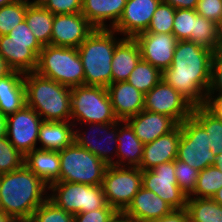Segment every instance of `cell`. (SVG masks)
Wrapping results in <instances>:
<instances>
[{
	"mask_svg": "<svg viewBox=\"0 0 222 222\" xmlns=\"http://www.w3.org/2000/svg\"><path fill=\"white\" fill-rule=\"evenodd\" d=\"M15 219L0 211V222H13Z\"/></svg>",
	"mask_w": 222,
	"mask_h": 222,
	"instance_id": "9f6ffc18",
	"label": "cell"
},
{
	"mask_svg": "<svg viewBox=\"0 0 222 222\" xmlns=\"http://www.w3.org/2000/svg\"><path fill=\"white\" fill-rule=\"evenodd\" d=\"M13 222H34L32 218L28 219H15Z\"/></svg>",
	"mask_w": 222,
	"mask_h": 222,
	"instance_id": "91938a15",
	"label": "cell"
},
{
	"mask_svg": "<svg viewBox=\"0 0 222 222\" xmlns=\"http://www.w3.org/2000/svg\"><path fill=\"white\" fill-rule=\"evenodd\" d=\"M212 199L222 205V187L213 195Z\"/></svg>",
	"mask_w": 222,
	"mask_h": 222,
	"instance_id": "11a10c76",
	"label": "cell"
},
{
	"mask_svg": "<svg viewBox=\"0 0 222 222\" xmlns=\"http://www.w3.org/2000/svg\"><path fill=\"white\" fill-rule=\"evenodd\" d=\"M174 168L179 188L189 197L195 190L200 171L177 158L174 160Z\"/></svg>",
	"mask_w": 222,
	"mask_h": 222,
	"instance_id": "ab89813d",
	"label": "cell"
},
{
	"mask_svg": "<svg viewBox=\"0 0 222 222\" xmlns=\"http://www.w3.org/2000/svg\"><path fill=\"white\" fill-rule=\"evenodd\" d=\"M217 49L222 50V17L216 22Z\"/></svg>",
	"mask_w": 222,
	"mask_h": 222,
	"instance_id": "681fc988",
	"label": "cell"
},
{
	"mask_svg": "<svg viewBox=\"0 0 222 222\" xmlns=\"http://www.w3.org/2000/svg\"><path fill=\"white\" fill-rule=\"evenodd\" d=\"M181 137L177 159L201 171L212 166L215 155L210 148V140L205 129L191 116L181 124Z\"/></svg>",
	"mask_w": 222,
	"mask_h": 222,
	"instance_id": "30bf717a",
	"label": "cell"
},
{
	"mask_svg": "<svg viewBox=\"0 0 222 222\" xmlns=\"http://www.w3.org/2000/svg\"><path fill=\"white\" fill-rule=\"evenodd\" d=\"M119 213L114 208H101L74 215V222H112Z\"/></svg>",
	"mask_w": 222,
	"mask_h": 222,
	"instance_id": "60d3db41",
	"label": "cell"
},
{
	"mask_svg": "<svg viewBox=\"0 0 222 222\" xmlns=\"http://www.w3.org/2000/svg\"><path fill=\"white\" fill-rule=\"evenodd\" d=\"M35 72L70 88L84 85V70L77 48L43 46Z\"/></svg>",
	"mask_w": 222,
	"mask_h": 222,
	"instance_id": "5b68a950",
	"label": "cell"
},
{
	"mask_svg": "<svg viewBox=\"0 0 222 222\" xmlns=\"http://www.w3.org/2000/svg\"><path fill=\"white\" fill-rule=\"evenodd\" d=\"M8 36L11 41L38 42L25 20L13 28Z\"/></svg>",
	"mask_w": 222,
	"mask_h": 222,
	"instance_id": "f6af8a7d",
	"label": "cell"
},
{
	"mask_svg": "<svg viewBox=\"0 0 222 222\" xmlns=\"http://www.w3.org/2000/svg\"><path fill=\"white\" fill-rule=\"evenodd\" d=\"M25 73L12 70L0 79V111L6 117L26 105Z\"/></svg>",
	"mask_w": 222,
	"mask_h": 222,
	"instance_id": "cb8c5ba5",
	"label": "cell"
},
{
	"mask_svg": "<svg viewBox=\"0 0 222 222\" xmlns=\"http://www.w3.org/2000/svg\"><path fill=\"white\" fill-rule=\"evenodd\" d=\"M41 50L38 42L11 41L8 35L0 36V55L12 70L23 73L36 71Z\"/></svg>",
	"mask_w": 222,
	"mask_h": 222,
	"instance_id": "ac0fdd59",
	"label": "cell"
},
{
	"mask_svg": "<svg viewBox=\"0 0 222 222\" xmlns=\"http://www.w3.org/2000/svg\"><path fill=\"white\" fill-rule=\"evenodd\" d=\"M107 90L118 120L125 121L144 110L145 94L127 81L111 83Z\"/></svg>",
	"mask_w": 222,
	"mask_h": 222,
	"instance_id": "ffe728a7",
	"label": "cell"
},
{
	"mask_svg": "<svg viewBox=\"0 0 222 222\" xmlns=\"http://www.w3.org/2000/svg\"><path fill=\"white\" fill-rule=\"evenodd\" d=\"M78 121V122H77ZM116 117L107 88L81 85L71 88V122L73 124L110 123Z\"/></svg>",
	"mask_w": 222,
	"mask_h": 222,
	"instance_id": "8992f818",
	"label": "cell"
},
{
	"mask_svg": "<svg viewBox=\"0 0 222 222\" xmlns=\"http://www.w3.org/2000/svg\"><path fill=\"white\" fill-rule=\"evenodd\" d=\"M126 3L127 0H82L81 13L95 28L112 29L122 16Z\"/></svg>",
	"mask_w": 222,
	"mask_h": 222,
	"instance_id": "603a6c76",
	"label": "cell"
},
{
	"mask_svg": "<svg viewBox=\"0 0 222 222\" xmlns=\"http://www.w3.org/2000/svg\"><path fill=\"white\" fill-rule=\"evenodd\" d=\"M213 51L188 40L178 41L172 64L162 79L194 107L205 105L211 82Z\"/></svg>",
	"mask_w": 222,
	"mask_h": 222,
	"instance_id": "6da1fadb",
	"label": "cell"
},
{
	"mask_svg": "<svg viewBox=\"0 0 222 222\" xmlns=\"http://www.w3.org/2000/svg\"><path fill=\"white\" fill-rule=\"evenodd\" d=\"M141 59V52L134 38L124 37L114 50L111 63L112 83L126 81Z\"/></svg>",
	"mask_w": 222,
	"mask_h": 222,
	"instance_id": "4316f807",
	"label": "cell"
},
{
	"mask_svg": "<svg viewBox=\"0 0 222 222\" xmlns=\"http://www.w3.org/2000/svg\"><path fill=\"white\" fill-rule=\"evenodd\" d=\"M147 222H189L186 208L173 209L169 214Z\"/></svg>",
	"mask_w": 222,
	"mask_h": 222,
	"instance_id": "bcb514c9",
	"label": "cell"
},
{
	"mask_svg": "<svg viewBox=\"0 0 222 222\" xmlns=\"http://www.w3.org/2000/svg\"><path fill=\"white\" fill-rule=\"evenodd\" d=\"M49 193L48 198L53 203L73 215L101 208H113L108 205L101 185L59 181L49 186Z\"/></svg>",
	"mask_w": 222,
	"mask_h": 222,
	"instance_id": "ba28073f",
	"label": "cell"
},
{
	"mask_svg": "<svg viewBox=\"0 0 222 222\" xmlns=\"http://www.w3.org/2000/svg\"><path fill=\"white\" fill-rule=\"evenodd\" d=\"M188 41L214 52L217 50L216 23L195 11V35H191Z\"/></svg>",
	"mask_w": 222,
	"mask_h": 222,
	"instance_id": "836d02e7",
	"label": "cell"
},
{
	"mask_svg": "<svg viewBox=\"0 0 222 222\" xmlns=\"http://www.w3.org/2000/svg\"><path fill=\"white\" fill-rule=\"evenodd\" d=\"M192 117L205 129L209 136L210 148L215 156L222 152V120L204 105L193 107Z\"/></svg>",
	"mask_w": 222,
	"mask_h": 222,
	"instance_id": "4dcf8cb0",
	"label": "cell"
},
{
	"mask_svg": "<svg viewBox=\"0 0 222 222\" xmlns=\"http://www.w3.org/2000/svg\"><path fill=\"white\" fill-rule=\"evenodd\" d=\"M207 94H222V50L213 52L211 82Z\"/></svg>",
	"mask_w": 222,
	"mask_h": 222,
	"instance_id": "7bdbcfd3",
	"label": "cell"
},
{
	"mask_svg": "<svg viewBox=\"0 0 222 222\" xmlns=\"http://www.w3.org/2000/svg\"><path fill=\"white\" fill-rule=\"evenodd\" d=\"M116 166L139 167L142 162L144 144L135 135L131 125L118 121Z\"/></svg>",
	"mask_w": 222,
	"mask_h": 222,
	"instance_id": "d4e9b609",
	"label": "cell"
},
{
	"mask_svg": "<svg viewBox=\"0 0 222 222\" xmlns=\"http://www.w3.org/2000/svg\"><path fill=\"white\" fill-rule=\"evenodd\" d=\"M172 34L178 41L189 40L195 35V10L176 9Z\"/></svg>",
	"mask_w": 222,
	"mask_h": 222,
	"instance_id": "f35d334b",
	"label": "cell"
},
{
	"mask_svg": "<svg viewBox=\"0 0 222 222\" xmlns=\"http://www.w3.org/2000/svg\"><path fill=\"white\" fill-rule=\"evenodd\" d=\"M204 106L222 120V94H207Z\"/></svg>",
	"mask_w": 222,
	"mask_h": 222,
	"instance_id": "7dc6e473",
	"label": "cell"
},
{
	"mask_svg": "<svg viewBox=\"0 0 222 222\" xmlns=\"http://www.w3.org/2000/svg\"><path fill=\"white\" fill-rule=\"evenodd\" d=\"M24 165L47 186L59 182V151L36 148L25 155Z\"/></svg>",
	"mask_w": 222,
	"mask_h": 222,
	"instance_id": "484cf974",
	"label": "cell"
},
{
	"mask_svg": "<svg viewBox=\"0 0 222 222\" xmlns=\"http://www.w3.org/2000/svg\"><path fill=\"white\" fill-rule=\"evenodd\" d=\"M222 187V172L214 165L199 172L194 192L189 197L212 198Z\"/></svg>",
	"mask_w": 222,
	"mask_h": 222,
	"instance_id": "d6a6232c",
	"label": "cell"
},
{
	"mask_svg": "<svg viewBox=\"0 0 222 222\" xmlns=\"http://www.w3.org/2000/svg\"><path fill=\"white\" fill-rule=\"evenodd\" d=\"M6 120L7 117L0 111V138L6 137Z\"/></svg>",
	"mask_w": 222,
	"mask_h": 222,
	"instance_id": "816d5d0a",
	"label": "cell"
},
{
	"mask_svg": "<svg viewBox=\"0 0 222 222\" xmlns=\"http://www.w3.org/2000/svg\"><path fill=\"white\" fill-rule=\"evenodd\" d=\"M43 7L54 15L80 13L82 0H48Z\"/></svg>",
	"mask_w": 222,
	"mask_h": 222,
	"instance_id": "b9f144b4",
	"label": "cell"
},
{
	"mask_svg": "<svg viewBox=\"0 0 222 222\" xmlns=\"http://www.w3.org/2000/svg\"><path fill=\"white\" fill-rule=\"evenodd\" d=\"M101 186L108 205L121 214L142 187V170L108 165Z\"/></svg>",
	"mask_w": 222,
	"mask_h": 222,
	"instance_id": "9c48e42d",
	"label": "cell"
},
{
	"mask_svg": "<svg viewBox=\"0 0 222 222\" xmlns=\"http://www.w3.org/2000/svg\"><path fill=\"white\" fill-rule=\"evenodd\" d=\"M173 208L153 191L141 187L121 216L130 222H147L169 214Z\"/></svg>",
	"mask_w": 222,
	"mask_h": 222,
	"instance_id": "d6986e66",
	"label": "cell"
},
{
	"mask_svg": "<svg viewBox=\"0 0 222 222\" xmlns=\"http://www.w3.org/2000/svg\"><path fill=\"white\" fill-rule=\"evenodd\" d=\"M134 39L139 45L142 60L162 72L171 66L178 42L172 33H140Z\"/></svg>",
	"mask_w": 222,
	"mask_h": 222,
	"instance_id": "2e32d148",
	"label": "cell"
},
{
	"mask_svg": "<svg viewBox=\"0 0 222 222\" xmlns=\"http://www.w3.org/2000/svg\"><path fill=\"white\" fill-rule=\"evenodd\" d=\"M94 30L81 12L54 15L51 45L78 48Z\"/></svg>",
	"mask_w": 222,
	"mask_h": 222,
	"instance_id": "9a60e30c",
	"label": "cell"
},
{
	"mask_svg": "<svg viewBox=\"0 0 222 222\" xmlns=\"http://www.w3.org/2000/svg\"><path fill=\"white\" fill-rule=\"evenodd\" d=\"M174 172V161L162 163L150 170H142V187L153 191L173 209H184L188 197L179 188Z\"/></svg>",
	"mask_w": 222,
	"mask_h": 222,
	"instance_id": "7c38bea8",
	"label": "cell"
},
{
	"mask_svg": "<svg viewBox=\"0 0 222 222\" xmlns=\"http://www.w3.org/2000/svg\"><path fill=\"white\" fill-rule=\"evenodd\" d=\"M135 135L143 143L153 142L158 137L174 130L179 124L171 117L143 110L126 120Z\"/></svg>",
	"mask_w": 222,
	"mask_h": 222,
	"instance_id": "44dd1931",
	"label": "cell"
},
{
	"mask_svg": "<svg viewBox=\"0 0 222 222\" xmlns=\"http://www.w3.org/2000/svg\"><path fill=\"white\" fill-rule=\"evenodd\" d=\"M161 0H127L122 16L112 28L122 37L145 32Z\"/></svg>",
	"mask_w": 222,
	"mask_h": 222,
	"instance_id": "e0dca14e",
	"label": "cell"
},
{
	"mask_svg": "<svg viewBox=\"0 0 222 222\" xmlns=\"http://www.w3.org/2000/svg\"><path fill=\"white\" fill-rule=\"evenodd\" d=\"M24 159L25 156L9 142L7 137L0 138V174L22 168Z\"/></svg>",
	"mask_w": 222,
	"mask_h": 222,
	"instance_id": "8d00e7d4",
	"label": "cell"
},
{
	"mask_svg": "<svg viewBox=\"0 0 222 222\" xmlns=\"http://www.w3.org/2000/svg\"><path fill=\"white\" fill-rule=\"evenodd\" d=\"M175 12V8L161 1L147 30L142 33H172Z\"/></svg>",
	"mask_w": 222,
	"mask_h": 222,
	"instance_id": "d590c367",
	"label": "cell"
},
{
	"mask_svg": "<svg viewBox=\"0 0 222 222\" xmlns=\"http://www.w3.org/2000/svg\"><path fill=\"white\" fill-rule=\"evenodd\" d=\"M181 137L180 124L171 132L162 135L153 142L144 144L141 170H150L157 165L174 161L177 158Z\"/></svg>",
	"mask_w": 222,
	"mask_h": 222,
	"instance_id": "7402d4cb",
	"label": "cell"
},
{
	"mask_svg": "<svg viewBox=\"0 0 222 222\" xmlns=\"http://www.w3.org/2000/svg\"><path fill=\"white\" fill-rule=\"evenodd\" d=\"M216 168H219V170L222 172V152L215 156V161L213 164Z\"/></svg>",
	"mask_w": 222,
	"mask_h": 222,
	"instance_id": "db71d44e",
	"label": "cell"
},
{
	"mask_svg": "<svg viewBox=\"0 0 222 222\" xmlns=\"http://www.w3.org/2000/svg\"><path fill=\"white\" fill-rule=\"evenodd\" d=\"M43 119L31 107L25 105L6 120V137L24 156L37 148L38 133Z\"/></svg>",
	"mask_w": 222,
	"mask_h": 222,
	"instance_id": "5bb4252c",
	"label": "cell"
},
{
	"mask_svg": "<svg viewBox=\"0 0 222 222\" xmlns=\"http://www.w3.org/2000/svg\"><path fill=\"white\" fill-rule=\"evenodd\" d=\"M196 13L215 23L222 17V0H199Z\"/></svg>",
	"mask_w": 222,
	"mask_h": 222,
	"instance_id": "ee69618b",
	"label": "cell"
},
{
	"mask_svg": "<svg viewBox=\"0 0 222 222\" xmlns=\"http://www.w3.org/2000/svg\"><path fill=\"white\" fill-rule=\"evenodd\" d=\"M162 73L149 62L140 59L126 81L146 94L162 80Z\"/></svg>",
	"mask_w": 222,
	"mask_h": 222,
	"instance_id": "1f68e13d",
	"label": "cell"
},
{
	"mask_svg": "<svg viewBox=\"0 0 222 222\" xmlns=\"http://www.w3.org/2000/svg\"><path fill=\"white\" fill-rule=\"evenodd\" d=\"M30 6H44L48 0H25Z\"/></svg>",
	"mask_w": 222,
	"mask_h": 222,
	"instance_id": "f5cc1de1",
	"label": "cell"
},
{
	"mask_svg": "<svg viewBox=\"0 0 222 222\" xmlns=\"http://www.w3.org/2000/svg\"><path fill=\"white\" fill-rule=\"evenodd\" d=\"M54 14L43 6H28L25 21L38 43L43 47L51 44Z\"/></svg>",
	"mask_w": 222,
	"mask_h": 222,
	"instance_id": "f1b7e54d",
	"label": "cell"
},
{
	"mask_svg": "<svg viewBox=\"0 0 222 222\" xmlns=\"http://www.w3.org/2000/svg\"><path fill=\"white\" fill-rule=\"evenodd\" d=\"M17 0H0V7L16 2Z\"/></svg>",
	"mask_w": 222,
	"mask_h": 222,
	"instance_id": "6f0895ef",
	"label": "cell"
},
{
	"mask_svg": "<svg viewBox=\"0 0 222 222\" xmlns=\"http://www.w3.org/2000/svg\"><path fill=\"white\" fill-rule=\"evenodd\" d=\"M77 125H84V127L88 125L91 128L88 127V130L91 132L81 131L80 126L76 128ZM74 128H76L74 129V142L78 146L90 151L107 165H115L114 158H116L118 147V121L106 124L94 122L74 124Z\"/></svg>",
	"mask_w": 222,
	"mask_h": 222,
	"instance_id": "8fae6325",
	"label": "cell"
},
{
	"mask_svg": "<svg viewBox=\"0 0 222 222\" xmlns=\"http://www.w3.org/2000/svg\"><path fill=\"white\" fill-rule=\"evenodd\" d=\"M29 4L25 0L0 7V36L8 35L10 31L25 20Z\"/></svg>",
	"mask_w": 222,
	"mask_h": 222,
	"instance_id": "e575fe53",
	"label": "cell"
},
{
	"mask_svg": "<svg viewBox=\"0 0 222 222\" xmlns=\"http://www.w3.org/2000/svg\"><path fill=\"white\" fill-rule=\"evenodd\" d=\"M171 5L175 9H191L195 10L199 0H161Z\"/></svg>",
	"mask_w": 222,
	"mask_h": 222,
	"instance_id": "c3c4849f",
	"label": "cell"
},
{
	"mask_svg": "<svg viewBox=\"0 0 222 222\" xmlns=\"http://www.w3.org/2000/svg\"><path fill=\"white\" fill-rule=\"evenodd\" d=\"M49 186L25 165L0 174V211L14 219L31 218L48 198Z\"/></svg>",
	"mask_w": 222,
	"mask_h": 222,
	"instance_id": "7a4b0ae2",
	"label": "cell"
},
{
	"mask_svg": "<svg viewBox=\"0 0 222 222\" xmlns=\"http://www.w3.org/2000/svg\"><path fill=\"white\" fill-rule=\"evenodd\" d=\"M193 105L163 79L145 94L144 110L167 115L178 124L192 116Z\"/></svg>",
	"mask_w": 222,
	"mask_h": 222,
	"instance_id": "4fadbf2b",
	"label": "cell"
},
{
	"mask_svg": "<svg viewBox=\"0 0 222 222\" xmlns=\"http://www.w3.org/2000/svg\"><path fill=\"white\" fill-rule=\"evenodd\" d=\"M112 222H127L121 214H119Z\"/></svg>",
	"mask_w": 222,
	"mask_h": 222,
	"instance_id": "680465c9",
	"label": "cell"
},
{
	"mask_svg": "<svg viewBox=\"0 0 222 222\" xmlns=\"http://www.w3.org/2000/svg\"><path fill=\"white\" fill-rule=\"evenodd\" d=\"M59 157V181L102 185L108 165L90 151L73 142L70 146L59 151Z\"/></svg>",
	"mask_w": 222,
	"mask_h": 222,
	"instance_id": "52a82bcc",
	"label": "cell"
},
{
	"mask_svg": "<svg viewBox=\"0 0 222 222\" xmlns=\"http://www.w3.org/2000/svg\"><path fill=\"white\" fill-rule=\"evenodd\" d=\"M26 105L43 121H71V88L41 76L37 72L24 75Z\"/></svg>",
	"mask_w": 222,
	"mask_h": 222,
	"instance_id": "277c9868",
	"label": "cell"
},
{
	"mask_svg": "<svg viewBox=\"0 0 222 222\" xmlns=\"http://www.w3.org/2000/svg\"><path fill=\"white\" fill-rule=\"evenodd\" d=\"M117 35L120 34L113 29L95 28L77 48L84 70V85L107 88L112 83L114 50L124 38Z\"/></svg>",
	"mask_w": 222,
	"mask_h": 222,
	"instance_id": "3957f363",
	"label": "cell"
},
{
	"mask_svg": "<svg viewBox=\"0 0 222 222\" xmlns=\"http://www.w3.org/2000/svg\"><path fill=\"white\" fill-rule=\"evenodd\" d=\"M189 222H222V205L212 198L188 197Z\"/></svg>",
	"mask_w": 222,
	"mask_h": 222,
	"instance_id": "f546056e",
	"label": "cell"
},
{
	"mask_svg": "<svg viewBox=\"0 0 222 222\" xmlns=\"http://www.w3.org/2000/svg\"><path fill=\"white\" fill-rule=\"evenodd\" d=\"M34 222H74V215L58 207L47 198L31 217Z\"/></svg>",
	"mask_w": 222,
	"mask_h": 222,
	"instance_id": "74e56055",
	"label": "cell"
},
{
	"mask_svg": "<svg viewBox=\"0 0 222 222\" xmlns=\"http://www.w3.org/2000/svg\"><path fill=\"white\" fill-rule=\"evenodd\" d=\"M74 124L71 121H43L39 128L37 148L61 151L74 142Z\"/></svg>",
	"mask_w": 222,
	"mask_h": 222,
	"instance_id": "83f0119b",
	"label": "cell"
},
{
	"mask_svg": "<svg viewBox=\"0 0 222 222\" xmlns=\"http://www.w3.org/2000/svg\"><path fill=\"white\" fill-rule=\"evenodd\" d=\"M12 69L7 65L4 58L0 55V79L8 75Z\"/></svg>",
	"mask_w": 222,
	"mask_h": 222,
	"instance_id": "f907efd6",
	"label": "cell"
}]
</instances>
